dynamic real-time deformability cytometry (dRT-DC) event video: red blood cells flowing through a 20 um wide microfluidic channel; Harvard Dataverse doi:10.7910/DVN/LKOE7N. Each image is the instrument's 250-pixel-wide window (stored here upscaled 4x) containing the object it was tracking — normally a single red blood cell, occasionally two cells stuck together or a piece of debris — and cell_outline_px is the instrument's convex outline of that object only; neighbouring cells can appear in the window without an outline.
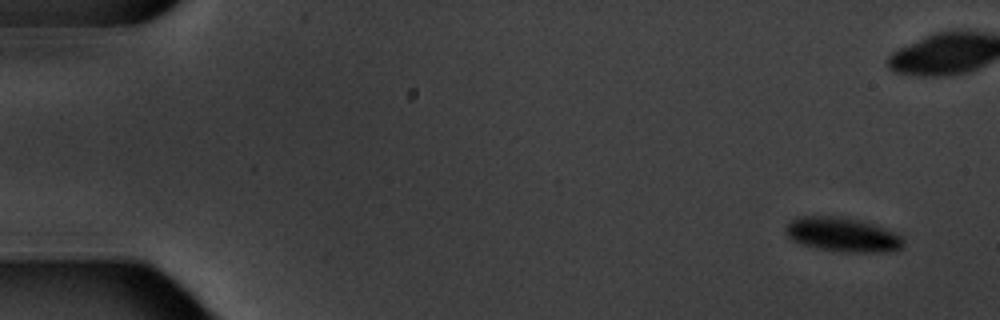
{"species": "common noctule bat (a hibernating species)", "species_latin": "Nyctalus noctula", "temperature_condition": "warm", "stored_images_in_passage": 8, "camera_frame_rate_fps": 3000, "um_per_image_px": 0.085, "animal": {"sex": "male", "body_mass_g": 20.1, "forearm_length_mm": 53.5}, "frame": {"image": 1, "passage_image": 1, "time_ms": 0.0, "image_size_px": [1000, 320], "cell_outline_px": [[904, 244], [900, 248], [888, 252], [844, 252], [820, 248], [804, 244], [792, 240], [784, 232], [788, 224], [796, 216], [840, 216], [872, 224], [884, 228], [900, 236], [904, 240]], "centroid_in_image_um": [71.6, 19.94], "position_along_channel_um": 13.4, "area_um2": 23.18}}